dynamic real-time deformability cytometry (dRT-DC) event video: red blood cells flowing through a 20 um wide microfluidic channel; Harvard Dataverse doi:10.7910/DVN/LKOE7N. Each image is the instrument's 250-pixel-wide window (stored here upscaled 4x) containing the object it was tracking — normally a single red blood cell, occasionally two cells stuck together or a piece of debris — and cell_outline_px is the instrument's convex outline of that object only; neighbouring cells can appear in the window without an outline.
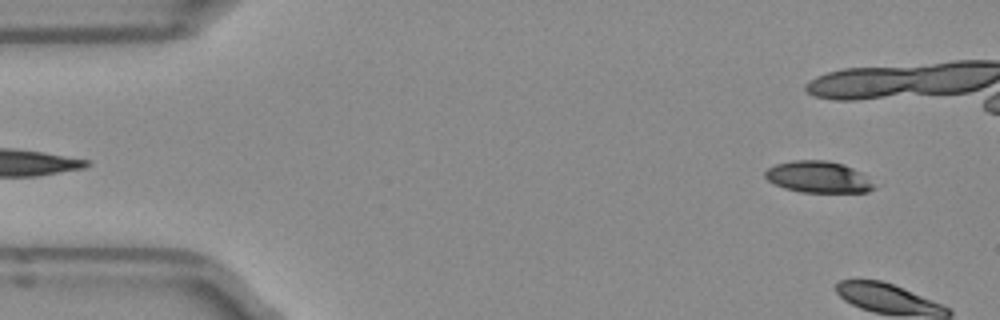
{"species": "Egyptian fruit bat (a non-hibernating species)", "species_latin": "Rousettus aegyptiacus", "temperature_condition": "room temperature", "stored_images_in_passage": 6, "camera_frame_rate_fps": 3000, "um_per_image_px": 0.085, "frame": {"image": 1, "passage_image": 4, "time_ms": 1.0, "image_size_px": [1000, 320], "cell_outline_px": [[876, 188], [868, 192], [800, 192], [784, 188], [768, 180], [764, 176], [764, 172], [768, 168], [776, 164], [796, 160], [828, 160], [844, 164], [860, 172]], "centroid_in_image_um": [69.53, 15.04], "position_along_channel_um": 15.5, "area_um2": 19.83}}